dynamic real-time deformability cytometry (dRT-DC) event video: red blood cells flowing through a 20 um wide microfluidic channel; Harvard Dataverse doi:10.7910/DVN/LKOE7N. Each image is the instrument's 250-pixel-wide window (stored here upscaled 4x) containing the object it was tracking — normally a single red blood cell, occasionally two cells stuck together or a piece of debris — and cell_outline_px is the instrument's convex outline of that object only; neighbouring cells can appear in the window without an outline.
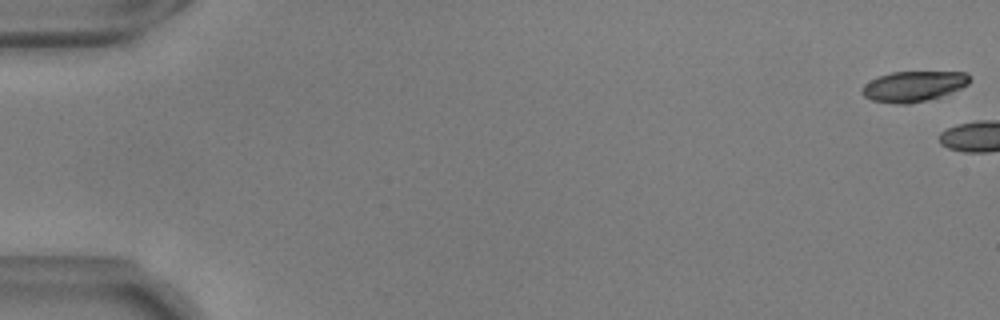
{"species": "common noctule bat (a hibernating species)", "species_latin": "Nyctalus noctula", "temperature_condition": "warm", "stored_images_in_passage": 4, "camera_frame_rate_fps": 3000, "um_per_image_px": 0.085, "animal": {"sex": "male", "body_mass_g": 17.9, "forearm_length_mm": 54.2}, "frame": {"image": 1, "passage_image": 1, "time_ms": 0.0, "image_size_px": [1000, 320], "cell_outline_px": [[972, 80], [968, 84], [960, 88], [940, 96], [908, 104], [900, 104], [872, 100], [864, 96], [860, 92], [860, 88], [864, 84], [880, 76], [892, 72], [968, 72]], "centroid_in_image_um": [77.64, 7.32], "position_along_channel_um": 7.4, "area_um2": 18.9}}